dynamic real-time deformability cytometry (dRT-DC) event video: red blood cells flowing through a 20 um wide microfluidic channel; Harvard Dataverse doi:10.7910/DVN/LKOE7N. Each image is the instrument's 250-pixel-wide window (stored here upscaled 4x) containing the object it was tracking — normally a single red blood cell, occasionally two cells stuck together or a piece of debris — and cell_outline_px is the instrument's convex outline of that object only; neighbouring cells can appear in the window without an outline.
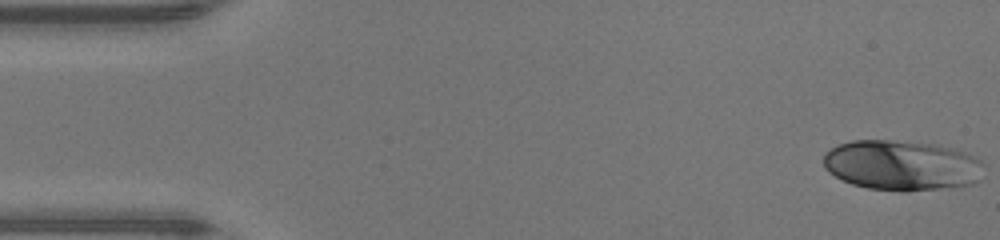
{"species": "human", "species_latin": "Homo sapiens", "temperature_condition": "warm", "stored_images_in_passage": 46, "camera_frame_rate_fps": 3000, "um_per_image_px": 0.085, "donor": {"sex": "male"}, "frame": {"image": 1, "passage_image": 1, "time_ms": 0.0, "image_size_px": [1000, 240], "cell_outline_px": [[984, 164], [980, 180], [972, 184], [908, 192], [900, 192], [868, 188], [852, 184], [828, 172], [824, 168], [824, 152], [836, 144], [852, 140], [888, 140], [932, 144], [952, 148], [964, 152], [980, 160]], "centroid_in_image_um": [76.62, 14.06], "position_along_channel_um": 8.4, "area_um2": 47.11}}
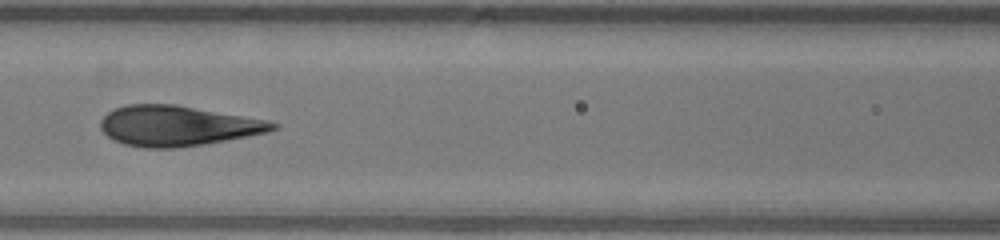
{"frame": {"image": 2, "passage_image": 20, "time_ms": 6.333, "image_size_px": [1000, 240], "cell_outline_px": [[280, 124], [276, 128], [268, 132], [248, 136], [204, 144], [176, 148], [144, 148], [124, 144], [112, 140], [100, 128], [100, 120], [112, 108], [128, 104], [176, 104], [268, 120]], "centroid_in_image_um": [15.07, 10.69], "position_along_channel_um": 151.5, "area_um2": 40.58}}
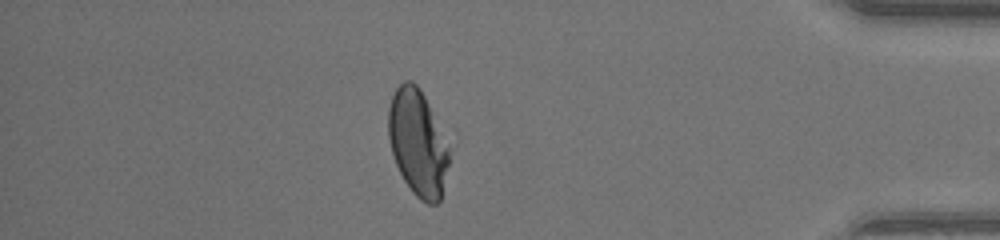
{"frame": {"image": 3, "passage_image": 40, "time_ms": 13.0, "image_size_px": [1000, 240], "cell_outline_px": [[448, 164], [440, 200], [436, 204], [428, 204], [420, 200], [412, 192], [404, 180], [396, 164], [392, 152], [388, 136], [388, 108], [392, 96], [396, 88], [404, 80], [412, 80], [420, 88], [448, 144]], "centroid_in_image_um": [35.48, 12.13], "position_along_channel_um": 399.7, "area_um2": 37.17}, "authors_computed_cell_mechanics": {"area_um2": 40.5467, "velocity_mm_per_s": 4.383, "shape_relaxation_time_tau1_ms": 5.1408, "shape_relaxation_time_tau2_ms": null, "deformation_change_tau1": 0.2499, "deformation_change_tau2": null}}